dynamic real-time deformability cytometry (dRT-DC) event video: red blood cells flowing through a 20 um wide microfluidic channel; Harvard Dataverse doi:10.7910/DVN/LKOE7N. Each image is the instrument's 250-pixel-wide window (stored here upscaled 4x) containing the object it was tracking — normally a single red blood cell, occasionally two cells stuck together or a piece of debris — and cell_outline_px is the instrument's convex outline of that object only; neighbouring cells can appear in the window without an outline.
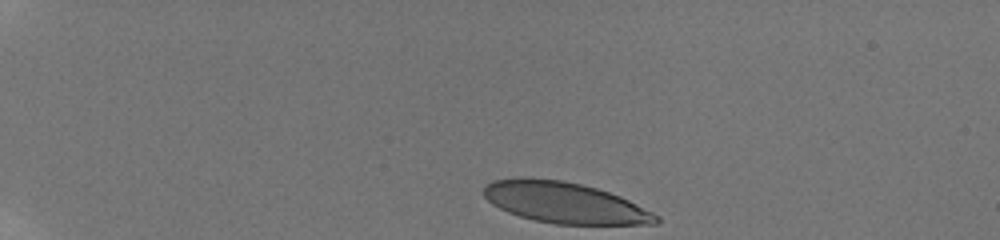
{"species": "human", "species_latin": "Homo sapiens", "temperature_condition": "room temperature", "stored_images_in_passage": 17, "camera_frame_rate_fps": 3000, "um_per_image_px": 0.085, "donor": {"sex": "male"}, "frame": {"image": 1, "passage_image": 1, "time_ms": 0.0, "image_size_px": [1000, 240], "cell_outline_px": [[660, 220], [656, 224], [556, 224], [536, 220], [520, 216], [508, 212], [492, 204], [484, 196], [484, 184], [492, 180], [524, 176], [560, 180], [580, 184], [596, 188], [620, 196], [660, 216]], "centroid_in_image_um": [47.96, 17.21], "position_along_channel_um": 37.0, "area_um2": 41.1}}
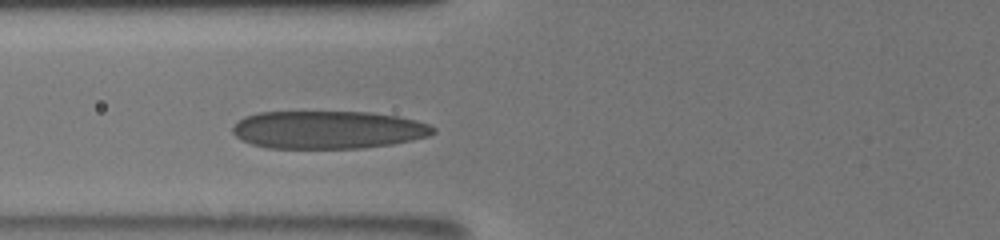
{"frame": {"image": 2, "passage_image": 12, "time_ms": 4.0, "image_size_px": [1000, 240], "cell_outline_px": [[436, 132], [428, 136], [412, 140], [392, 144], [360, 148], [268, 148], [252, 144], [240, 140], [232, 132], [232, 128], [244, 116], [256, 112], [368, 112], [396, 116], [416, 120], [428, 124], [436, 128]], "centroid_in_image_um": [27.87, 11.03], "position_along_channel_um": 97.9, "area_um2": 44.33}}
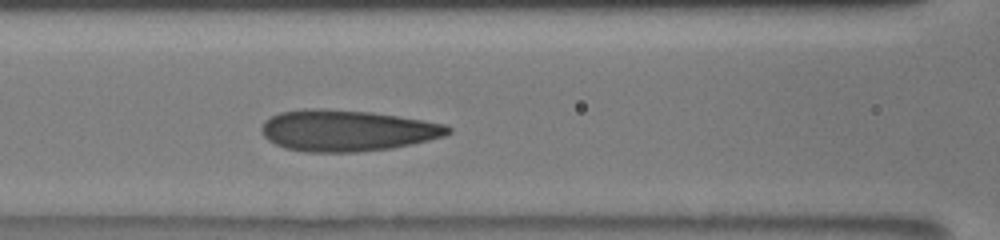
{"frame": {"image": 3, "passage_image": 15, "time_ms": 5.0, "image_size_px": [1000, 240], "cell_outline_px": [[452, 132], [444, 136], [412, 144], [392, 148], [356, 152], [304, 152], [284, 148], [268, 140], [260, 132], [260, 128], [264, 120], [280, 112], [304, 108], [320, 108], [368, 112], [396, 116], [444, 124], [452, 128]], "centroid_in_image_um": [29.44, 11.1], "position_along_channel_um": 137.2, "area_um2": 44.85}}